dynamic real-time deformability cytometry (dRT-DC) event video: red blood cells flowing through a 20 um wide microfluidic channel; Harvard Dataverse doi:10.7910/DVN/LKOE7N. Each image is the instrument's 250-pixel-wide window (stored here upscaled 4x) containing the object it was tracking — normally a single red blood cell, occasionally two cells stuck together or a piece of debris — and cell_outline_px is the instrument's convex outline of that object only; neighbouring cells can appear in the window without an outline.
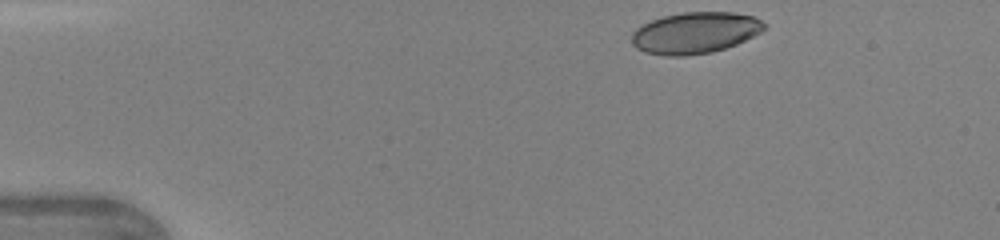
{"species": "human", "species_latin": "Homo sapiens", "temperature_condition": "warm", "stored_images_in_passage": 16, "camera_frame_rate_fps": 3000, "um_per_image_px": 0.085, "donor": {"sex": "female"}, "frame": {"image": 1, "passage_image": 1, "time_ms": 0.0, "image_size_px": [1000, 240], "cell_outline_px": [[768, 28], [736, 44], [712, 52], [688, 56], [668, 56], [644, 52], [636, 48], [632, 44], [632, 32], [636, 28], [652, 20], [664, 16], [684, 12], [736, 12], [752, 16], [768, 24]], "centroid_in_image_um": [59.09, 2.79], "position_along_channel_um": 25.9, "area_um2": 32.02}}
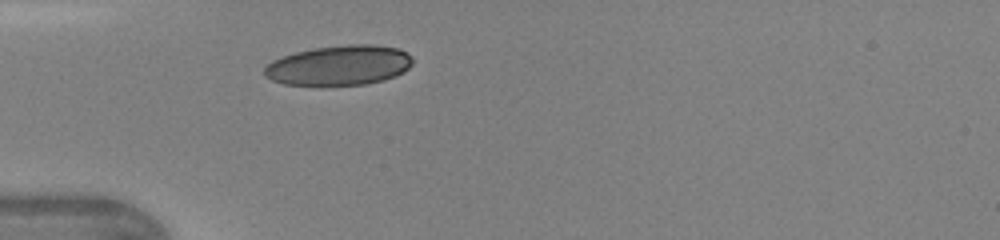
{"frame": {"image": 2, "passage_image": 7, "time_ms": 2.0, "image_size_px": [1000, 240], "cell_outline_px": [[412, 64], [404, 72], [396, 76], [384, 80], [364, 84], [320, 88], [284, 84], [272, 80], [264, 76], [264, 68], [272, 60], [296, 52], [312, 48], [348, 44], [372, 44], [396, 48], [412, 56]], "centroid_in_image_um": [28.79, 5.59], "position_along_channel_um": 56.2, "area_um2": 35.37}}